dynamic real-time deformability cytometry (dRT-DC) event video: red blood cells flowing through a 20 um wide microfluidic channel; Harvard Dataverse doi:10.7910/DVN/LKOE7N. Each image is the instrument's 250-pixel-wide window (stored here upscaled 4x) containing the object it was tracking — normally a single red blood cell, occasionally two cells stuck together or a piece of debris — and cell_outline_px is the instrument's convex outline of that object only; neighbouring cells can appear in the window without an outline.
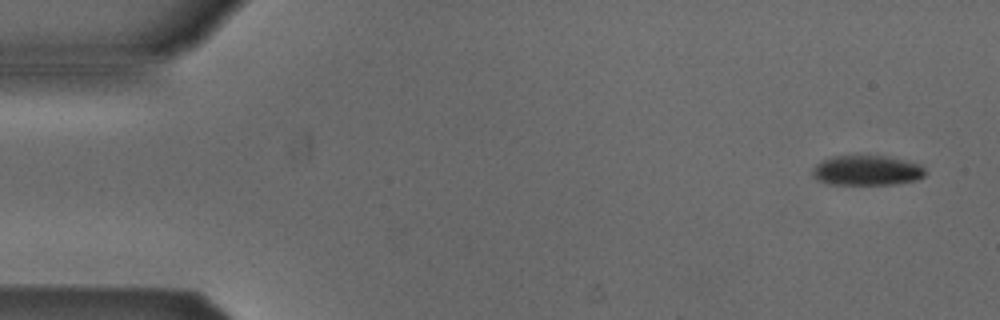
{"species": "Egyptian fruit bat (a non-hibernating species)", "species_latin": "Rousettus aegyptiacus", "temperature_condition": "cold", "stored_images_in_passage": 5, "camera_frame_rate_fps": 3000, "um_per_image_px": 0.085, "animal": {"sex": "male"}, "frame": {"image": 1, "passage_image": 1, "time_ms": 0.0, "image_size_px": [1000, 320], "cell_outline_px": [[928, 172], [924, 176], [916, 180], [896, 184], [828, 184], [816, 180], [812, 176], [812, 168], [816, 164], [832, 156], [892, 156], [920, 164]], "centroid_in_image_um": [73.7, 14.49], "position_along_channel_um": 11.3, "area_um2": 19.94}}
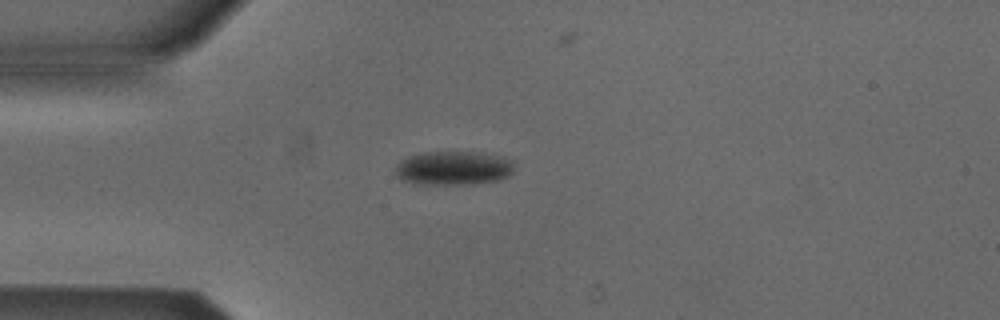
{"frame": {"image": 2, "passage_image": 4, "time_ms": 3.667, "image_size_px": [1000, 320], "cell_outline_px": [[512, 172], [508, 176], [496, 180], [460, 184], [424, 184], [404, 180], [396, 176], [396, 164], [400, 160], [408, 156], [424, 152], [480, 152], [504, 156], [512, 160]], "centroid_in_image_um": [38.53, 14.26], "position_along_channel_um": 46.5, "area_um2": 23.29}}